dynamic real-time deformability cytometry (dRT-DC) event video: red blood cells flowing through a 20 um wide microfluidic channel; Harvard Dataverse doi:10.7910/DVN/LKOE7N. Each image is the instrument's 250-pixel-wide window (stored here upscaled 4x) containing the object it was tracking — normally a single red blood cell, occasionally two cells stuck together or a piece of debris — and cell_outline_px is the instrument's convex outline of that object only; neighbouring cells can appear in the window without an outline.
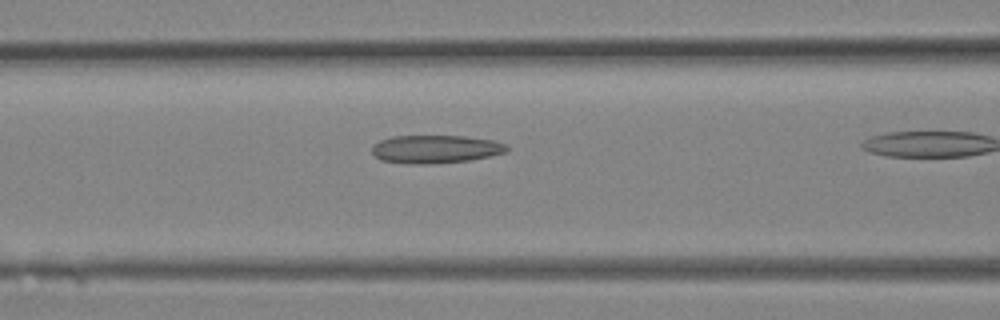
{"species": "Egyptian fruit bat (a non-hibernating species)", "species_latin": "Rousettus aegyptiacus", "temperature_condition": "room temperature", "stored_images_in_passage": 9, "camera_frame_rate_fps": 3000, "um_per_image_px": 0.085, "animal": {"sex": "female"}, "frame": {"image": 1, "passage_image": 4, "time_ms": 1.0, "image_size_px": [1000, 320], "cell_outline_px": [[508, 152], [468, 160], [436, 164], [412, 164], [380, 160], [372, 152], [372, 148], [380, 140], [392, 136], [464, 136], [496, 140], [508, 144]], "centroid_in_image_um": [37.06, 12.67], "position_along_channel_um": 129.5, "area_um2": 22.2}}
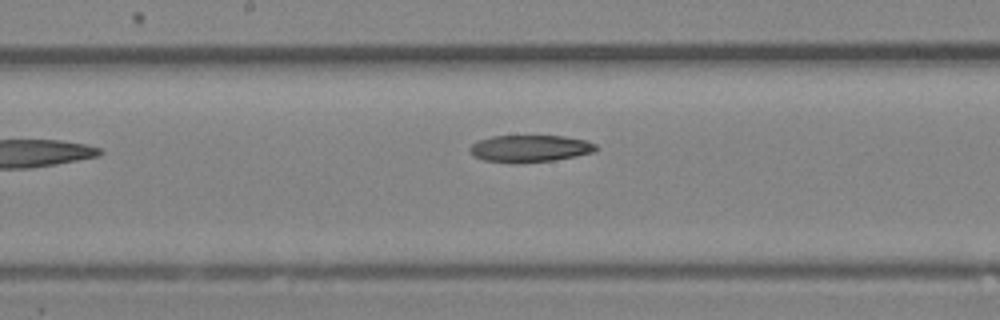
{"frame": {"image": 2, "passage_image": 9, "time_ms": 2.667, "image_size_px": [1000, 320], "cell_outline_px": [[596, 148], [592, 152], [576, 156], [556, 160], [516, 164], [512, 164], [484, 160], [472, 156], [468, 148], [476, 140], [492, 136], [564, 136], [584, 140], [596, 144]], "centroid_in_image_um": [44.96, 12.64], "position_along_channel_um": 203.2, "area_um2": 20.11}}